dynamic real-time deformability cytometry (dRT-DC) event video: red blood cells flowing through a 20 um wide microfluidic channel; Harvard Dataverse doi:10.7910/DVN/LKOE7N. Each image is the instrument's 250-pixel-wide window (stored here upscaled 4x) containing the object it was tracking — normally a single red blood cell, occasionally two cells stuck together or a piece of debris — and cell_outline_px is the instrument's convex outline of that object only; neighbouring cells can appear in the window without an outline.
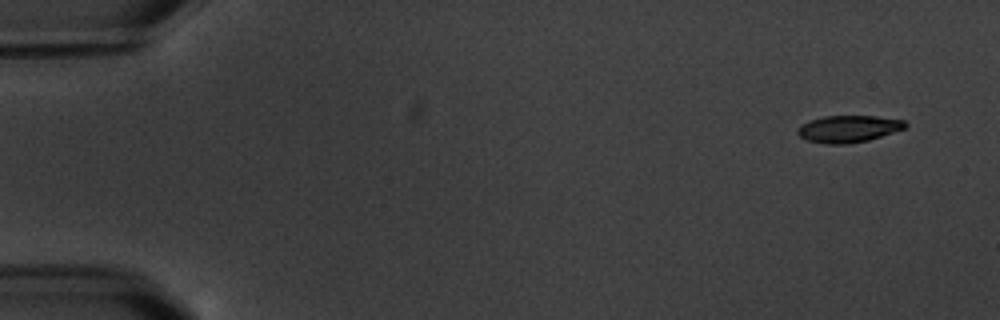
{"species": "common noctule bat (a hibernating species)", "species_latin": "Nyctalus noctula", "temperature_condition": "warm", "stored_images_in_passage": 5, "camera_frame_rate_fps": 3000, "um_per_image_px": 0.085, "animal": {"sex": "male", "body_mass_g": 20.1, "forearm_length_mm": 53.5}, "frame": {"image": 1, "passage_image": 1, "time_ms": 0.0, "image_size_px": [1000, 320], "cell_outline_px": [[908, 124], [904, 128], [868, 140], [848, 144], [824, 144], [808, 140], [800, 136], [796, 132], [796, 128], [800, 124], [808, 120], [824, 116], [876, 116], [904, 120]], "centroid_in_image_um": [72.06, 10.94], "position_along_channel_um": 12.9, "area_um2": 16.94}}
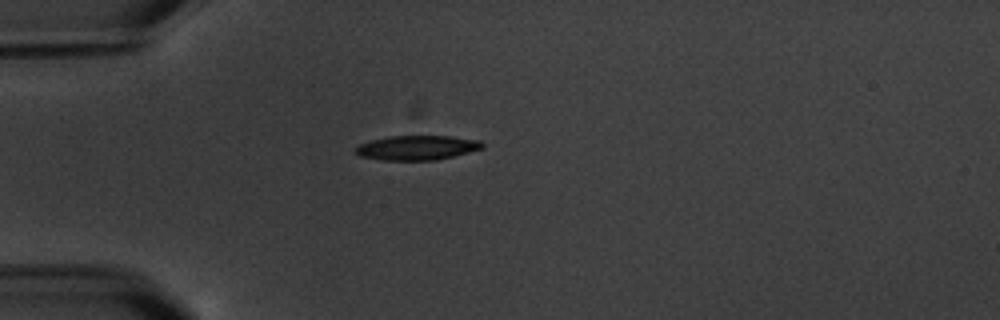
{"frame": {"image": 2, "passage_image": 4, "time_ms": 4.333, "image_size_px": [1000, 320], "cell_outline_px": [[484, 148], [436, 160], [384, 160], [360, 156], [356, 152], [356, 148], [360, 144], [372, 140], [392, 136], [448, 136], [480, 140], [484, 144]], "centroid_in_image_um": [35.48, 12.55], "position_along_channel_um": 49.5, "area_um2": 17.86}}